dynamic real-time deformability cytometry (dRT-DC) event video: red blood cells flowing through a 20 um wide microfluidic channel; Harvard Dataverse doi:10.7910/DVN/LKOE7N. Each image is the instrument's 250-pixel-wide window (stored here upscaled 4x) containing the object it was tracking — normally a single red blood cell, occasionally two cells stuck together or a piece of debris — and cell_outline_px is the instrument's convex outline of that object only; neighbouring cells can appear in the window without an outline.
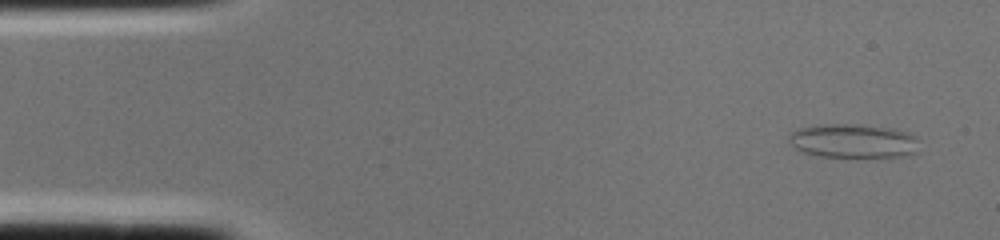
{"species": "common noctule bat (a hibernating species)", "species_latin": "Nyctalus noctula", "temperature_condition": "cold", "stored_images_in_passage": 2, "camera_frame_rate_fps": 3000, "um_per_image_px": 0.085, "animal": {"sex": "female", "body_mass_g": 22.0, "forearm_length_mm": 56.7}, "frame": {"image": 1, "passage_image": 1, "time_ms": 0.0, "image_size_px": [1000, 240], "cell_outline_px": [[920, 152], [908, 156], [820, 156], [804, 152], [796, 148], [788, 140], [788, 136], [792, 132], [800, 128], [824, 124], [852, 124], [892, 128], [908, 132], [916, 136]], "centroid_in_image_um": [72.59, 11.97], "position_along_channel_um": 12.4, "area_um2": 25.66}}
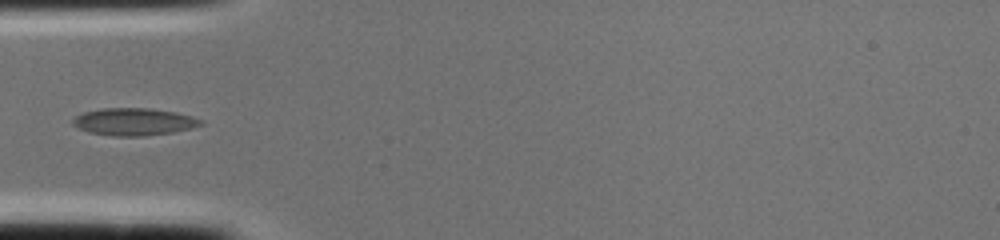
{"frame": {"image": 2, "passage_image": 2, "time_ms": 0.333, "image_size_px": [1000, 240], "cell_outline_px": [[204, 124], [192, 128], [172, 132], [144, 136], [112, 136], [88, 132], [72, 124], [72, 120], [76, 116], [84, 112], [104, 108], [148, 108], [176, 112], [192, 116], [204, 120]], "centroid_in_image_um": [11.41, 10.35], "position_along_channel_um": 73.6, "area_um2": 20.4}}